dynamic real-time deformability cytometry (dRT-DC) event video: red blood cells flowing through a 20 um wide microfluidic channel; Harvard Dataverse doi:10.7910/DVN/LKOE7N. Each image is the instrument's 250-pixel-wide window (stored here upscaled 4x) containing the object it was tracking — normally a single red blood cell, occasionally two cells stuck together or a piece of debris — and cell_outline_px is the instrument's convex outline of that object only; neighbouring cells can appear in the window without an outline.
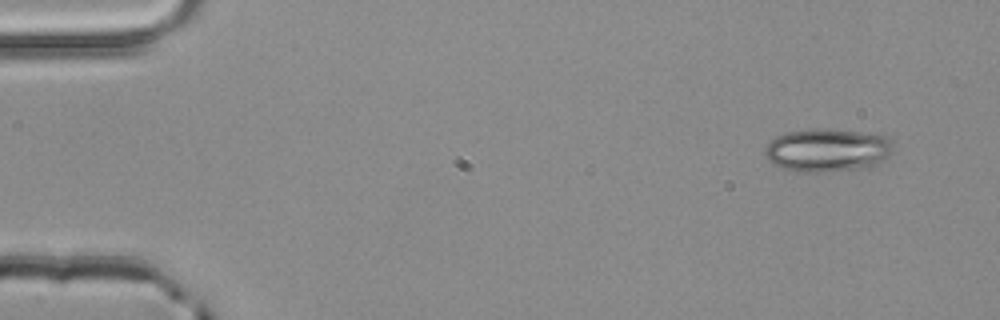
{"species": "common noctule bat (a hibernating species)", "species_latin": "Nyctalus noctula", "temperature_condition": "room temperature", "stored_images_in_passage": 3, "camera_frame_rate_fps": 3000, "um_per_image_px": 0.085, "animal": {"sex": "male", "body_mass_g": 20.4}, "frame": {"image": 1, "passage_image": 1, "time_ms": 0.0, "image_size_px": [1000, 320], "cell_outline_px": [[896, 148], [880, 164], [872, 168], [832, 172], [796, 172], [772, 164], [768, 160], [764, 152], [764, 148], [776, 136], [784, 132], [816, 128], [824, 128], [880, 132], [888, 136], [892, 140]], "centroid_in_image_um": [70.44, 12.75], "position_along_channel_um": 14.6, "area_um2": 33.81}}